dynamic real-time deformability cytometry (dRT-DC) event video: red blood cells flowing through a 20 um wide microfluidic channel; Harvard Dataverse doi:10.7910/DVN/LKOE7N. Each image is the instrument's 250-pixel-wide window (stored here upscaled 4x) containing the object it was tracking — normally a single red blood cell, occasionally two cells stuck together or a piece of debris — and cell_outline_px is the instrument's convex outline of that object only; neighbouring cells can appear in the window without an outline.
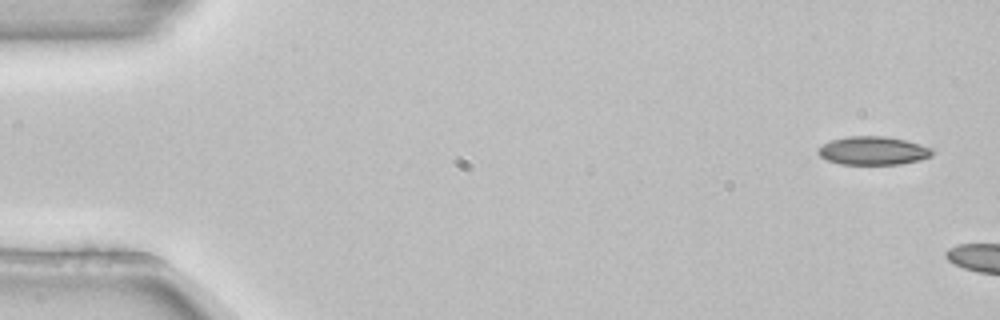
{"species": "common noctule bat (a hibernating species)", "species_latin": "Nyctalus noctula", "temperature_condition": "room temperature", "stored_images_in_passage": 3, "camera_frame_rate_fps": 3000, "um_per_image_px": 0.085, "animal": {"sex": "female", "body_mass_g": 22.7, "forearm_length_mm": 54.2}, "frame": {"image": 1, "passage_image": 1, "time_ms": 0.0, "image_size_px": [1000, 320], "cell_outline_px": [[932, 156], [920, 160], [900, 164], [840, 164], [828, 160], [820, 156], [816, 152], [816, 148], [832, 140], [848, 136], [884, 136], [904, 140], [920, 144], [932, 148]], "centroid_in_image_um": [74.2, 12.81], "position_along_channel_um": 10.8, "area_um2": 18.84}}